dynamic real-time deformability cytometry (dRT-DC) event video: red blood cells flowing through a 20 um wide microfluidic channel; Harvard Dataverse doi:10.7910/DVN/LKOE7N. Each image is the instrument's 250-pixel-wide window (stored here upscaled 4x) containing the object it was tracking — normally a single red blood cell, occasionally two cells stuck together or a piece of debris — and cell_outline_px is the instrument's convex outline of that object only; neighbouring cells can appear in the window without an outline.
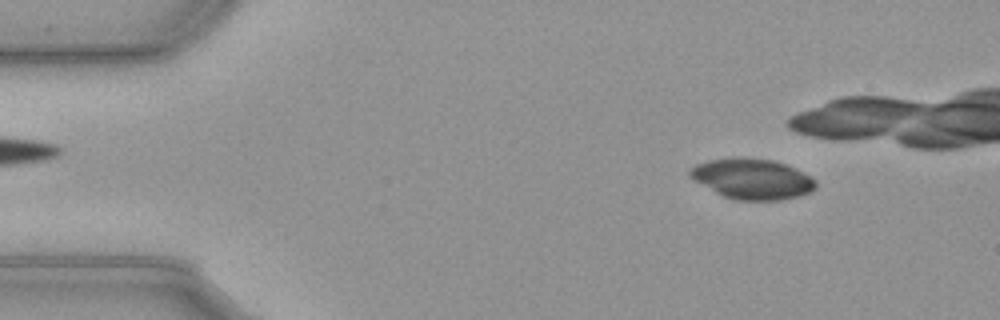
{"species": "common noctule bat (a hibernating species)", "species_latin": "Nyctalus noctula", "temperature_condition": "cold", "stored_images_in_passage": 43, "camera_frame_rate_fps": 3000, "um_per_image_px": 0.085, "animal": {"sex": "male", "body_mass_g": 23.1, "forearm_length_mm": 52.7}, "frame": {"image": 1, "passage_image": 6, "time_ms": 1.667, "image_size_px": [1000, 320], "cell_outline_px": [[816, 188], [808, 192], [796, 196], [780, 200], [736, 200], [724, 196], [692, 180], [688, 176], [688, 168], [696, 164], [708, 160], [732, 156], [736, 156], [772, 160], [784, 164], [816, 180]], "centroid_in_image_um": [63.84, 15.19], "position_along_channel_um": 21.2, "area_um2": 29.59}}